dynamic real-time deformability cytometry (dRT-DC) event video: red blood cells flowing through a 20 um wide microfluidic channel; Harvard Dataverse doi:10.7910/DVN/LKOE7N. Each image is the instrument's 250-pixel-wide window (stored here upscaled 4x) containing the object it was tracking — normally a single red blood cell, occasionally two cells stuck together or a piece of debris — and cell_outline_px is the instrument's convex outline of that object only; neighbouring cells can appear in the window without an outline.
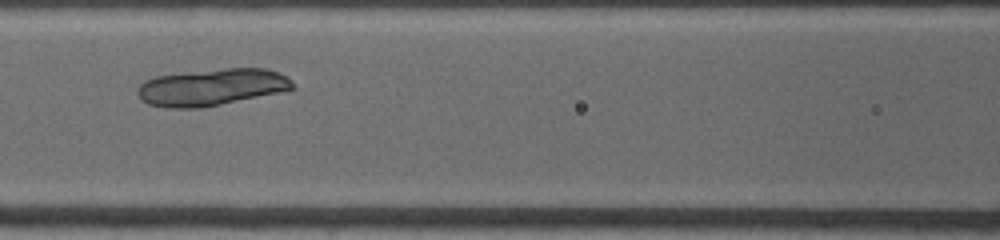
{"species": "common noctule bat (a hibernating species)", "species_latin": "Nyctalus noctula", "temperature_condition": "warm", "stored_images_in_passage": 19, "camera_frame_rate_fps": 4500, "um_per_image_px": 0.085, "animal": {"sex": "female", "body_mass_g": 19.0, "forearm_length_mm": 53.3}, "frame": {"image": 1, "passage_image": 7, "time_ms": 2.444, "image_size_px": [1000, 240], "cell_outline_px": [[296, 88], [220, 104], [200, 108], [168, 108], [148, 104], [140, 100], [136, 92], [136, 88], [144, 80], [156, 76], [180, 72], [224, 68], [264, 68], [288, 76], [292, 80]], "centroid_in_image_um": [17.93, 7.4], "position_along_channel_um": 148.7, "area_um2": 33.47}}
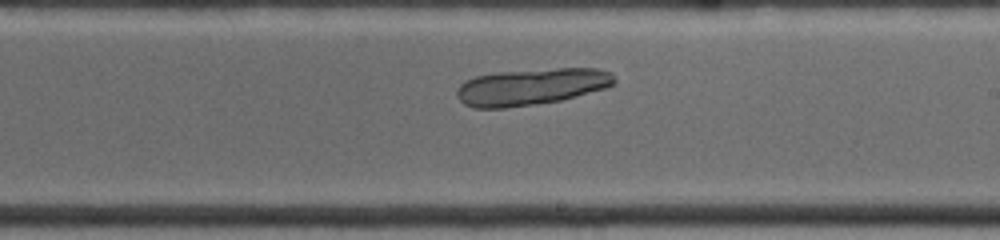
{"frame": {"image": 2, "passage_image": 13, "time_ms": 4.889, "image_size_px": [1000, 240], "cell_outline_px": [[616, 84], [608, 88], [560, 100], [504, 108], [472, 108], [464, 104], [456, 96], [456, 88], [464, 80], [476, 76], [496, 72], [556, 68], [596, 68], [612, 72], [616, 80]], "centroid_in_image_um": [45.17, 7.36], "position_along_channel_um": 243.8, "area_um2": 33.93}}
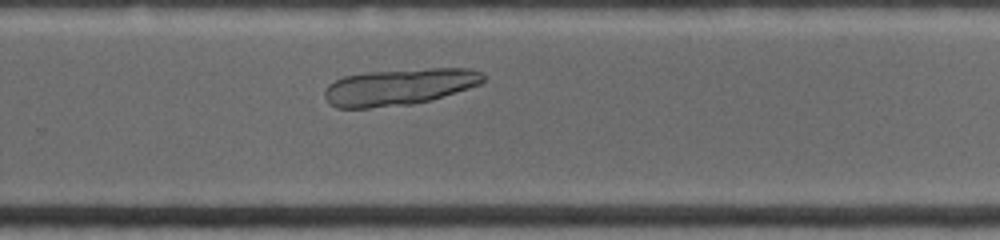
{"frame": {"image": 3, "passage_image": 16, "time_ms": 6.222, "image_size_px": [1000, 240], "cell_outline_px": [[488, 76], [480, 84], [468, 88], [428, 100], [412, 104], [368, 108], [336, 108], [328, 104], [324, 96], [324, 92], [328, 84], [344, 76], [364, 72], [428, 68], [472, 68], [484, 72]], "centroid_in_image_um": [33.93, 7.37], "position_along_channel_um": 295.9, "area_um2": 34.04}}